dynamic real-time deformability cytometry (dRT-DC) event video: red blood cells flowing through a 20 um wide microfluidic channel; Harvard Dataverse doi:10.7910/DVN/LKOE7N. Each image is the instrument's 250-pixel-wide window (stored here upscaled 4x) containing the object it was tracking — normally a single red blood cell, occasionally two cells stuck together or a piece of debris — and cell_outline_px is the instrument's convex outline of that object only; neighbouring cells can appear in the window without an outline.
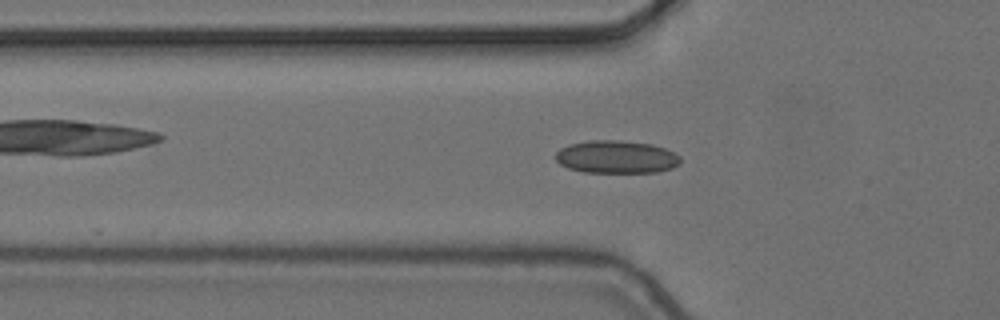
{"species": "common noctule bat (a hibernating species)", "species_latin": "Nyctalus noctula", "temperature_condition": "cold", "stored_images_in_passage": 4, "camera_frame_rate_fps": 3000, "um_per_image_px": 0.085, "animal": {"sex": "female", "body_mass_g": 24.6, "forearm_length_mm": 56.2}, "frame": {"image": 1, "passage_image": 3, "time_ms": 0.667, "image_size_px": [1000, 320], "cell_outline_px": [[680, 164], [672, 168], [656, 172], [584, 172], [568, 168], [560, 164], [556, 160], [556, 152], [560, 148], [568, 144], [588, 140], [620, 140], [652, 144], [664, 148], [680, 156]], "centroid_in_image_um": [52.37, 13.33], "position_along_channel_um": 73.4, "area_um2": 23.93}}
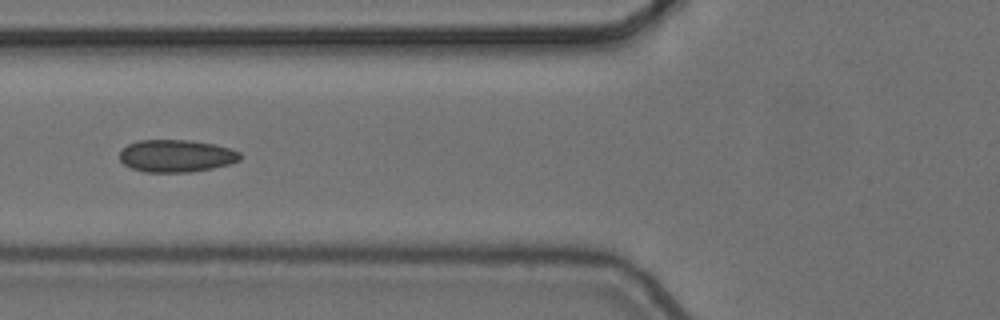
{"frame": {"image": 2, "passage_image": 4, "time_ms": 1.0, "image_size_px": [1000, 320], "cell_outline_px": [[240, 160], [228, 164], [212, 168], [188, 172], [144, 172], [132, 168], [124, 164], [120, 160], [120, 152], [128, 144], [136, 140], [192, 140], [216, 144], [240, 152]], "centroid_in_image_um": [14.97, 13.24], "position_along_channel_um": 110.8, "area_um2": 22.72}}